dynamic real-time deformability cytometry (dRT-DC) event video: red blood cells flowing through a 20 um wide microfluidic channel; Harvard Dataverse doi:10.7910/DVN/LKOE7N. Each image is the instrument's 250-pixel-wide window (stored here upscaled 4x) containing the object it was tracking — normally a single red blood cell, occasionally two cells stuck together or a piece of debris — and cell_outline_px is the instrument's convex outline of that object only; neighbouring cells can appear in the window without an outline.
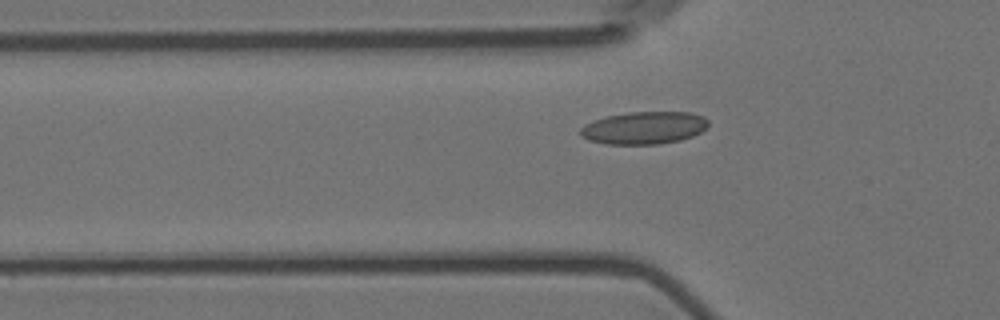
{"species": "Egyptian fruit bat (a non-hibernating species)", "species_latin": "Rousettus aegyptiacus", "temperature_condition": "room temperature", "stored_images_in_passage": 43, "camera_frame_rate_fps": 3000, "um_per_image_px": 0.085, "animal": {"sex": "female"}, "frame": {"image": 1, "passage_image": 12, "time_ms": 3.667, "image_size_px": [1000, 320], "cell_outline_px": [[708, 124], [700, 132], [692, 136], [680, 140], [656, 144], [608, 144], [588, 140], [580, 132], [580, 128], [584, 124], [592, 120], [608, 116], [628, 112], [692, 112], [704, 116], [708, 120]], "centroid_in_image_um": [54.74, 10.86], "position_along_channel_um": 71.1, "area_um2": 24.16}}
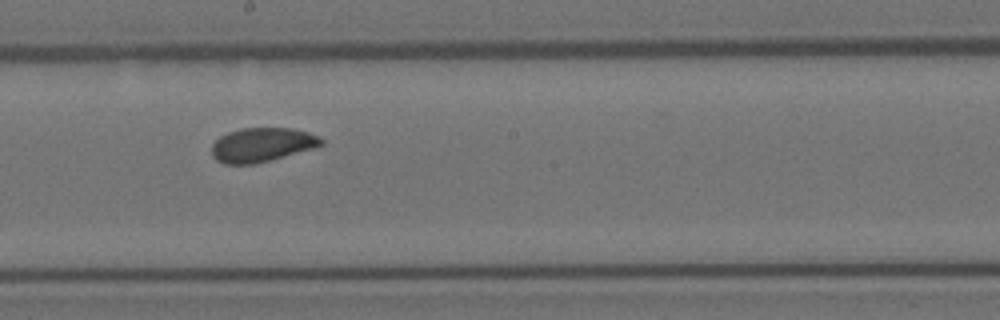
{"frame": {"image": 2, "passage_image": 25, "time_ms": 8.0, "image_size_px": [1000, 320], "cell_outline_px": [[324, 144], [312, 148], [268, 160], [252, 164], [224, 164], [216, 160], [212, 156], [212, 144], [220, 136], [228, 132], [240, 128], [292, 128], [308, 132], [320, 136], [324, 140]], "centroid_in_image_um": [22.25, 12.29], "position_along_channel_um": 226.0, "area_um2": 21.62}}
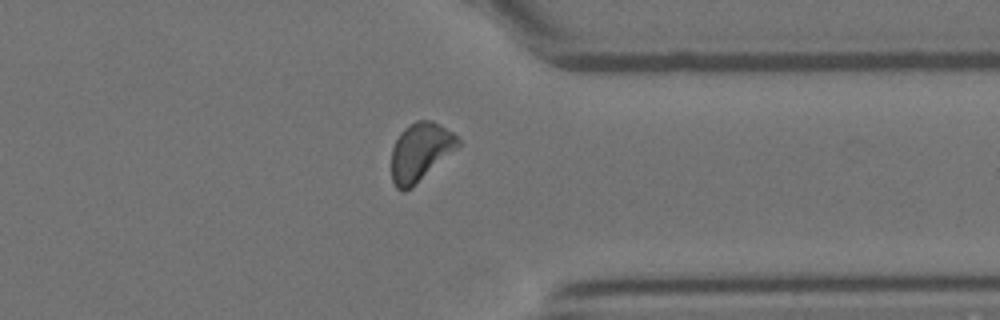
{"frame": {"image": 3, "passage_image": 38, "time_ms": 12.333, "image_size_px": [1000, 320], "cell_outline_px": [[460, 144], [456, 148], [412, 188], [404, 192], [400, 192], [396, 188], [392, 180], [392, 148], [400, 132], [408, 124], [416, 120], [432, 120], [452, 132], [460, 140]], "centroid_in_image_um": [35.69, 12.92], "position_along_channel_um": 375.7, "area_um2": 22.48}, "authors_computed_cell_mechanics": {"area_um2": 22.0218, "velocity_mm_per_s": 3.5627, "shape_relaxation_time_tau1_ms": 4.0188, "shape_relaxation_time_tau2_ms": 3.7855, "deformation_change_tau1": 0.1098, "deformation_change_tau2": 0.0583}}